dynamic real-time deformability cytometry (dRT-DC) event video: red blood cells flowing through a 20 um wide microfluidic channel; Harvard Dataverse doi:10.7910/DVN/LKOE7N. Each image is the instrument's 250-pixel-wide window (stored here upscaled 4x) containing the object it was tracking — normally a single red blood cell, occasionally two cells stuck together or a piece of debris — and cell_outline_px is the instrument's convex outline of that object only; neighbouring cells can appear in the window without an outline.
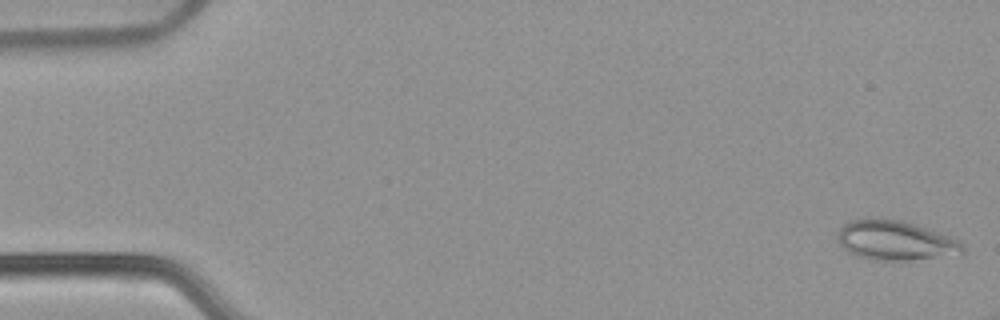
{"species": "common noctule bat (a hibernating species)", "species_latin": "Nyctalus noctula", "temperature_condition": "warm", "stored_images_in_passage": 12, "camera_frame_rate_fps": 3000, "um_per_image_px": 0.085, "animal": {"sex": "female", "body_mass_g": 22.7, "forearm_length_mm": 54.2}, "frame": {"image": 1, "passage_image": 1, "time_ms": 0.0, "image_size_px": [1000, 320], "cell_outline_px": [[964, 252], [908, 260], [872, 260], [856, 256], [848, 252], [840, 244], [836, 236], [840, 228], [848, 220], [868, 216], [880, 216], [904, 220], [916, 224], [960, 240], [964, 248]], "centroid_in_image_um": [76.0, 20.38], "position_along_channel_um": 9.0, "area_um2": 29.25}}